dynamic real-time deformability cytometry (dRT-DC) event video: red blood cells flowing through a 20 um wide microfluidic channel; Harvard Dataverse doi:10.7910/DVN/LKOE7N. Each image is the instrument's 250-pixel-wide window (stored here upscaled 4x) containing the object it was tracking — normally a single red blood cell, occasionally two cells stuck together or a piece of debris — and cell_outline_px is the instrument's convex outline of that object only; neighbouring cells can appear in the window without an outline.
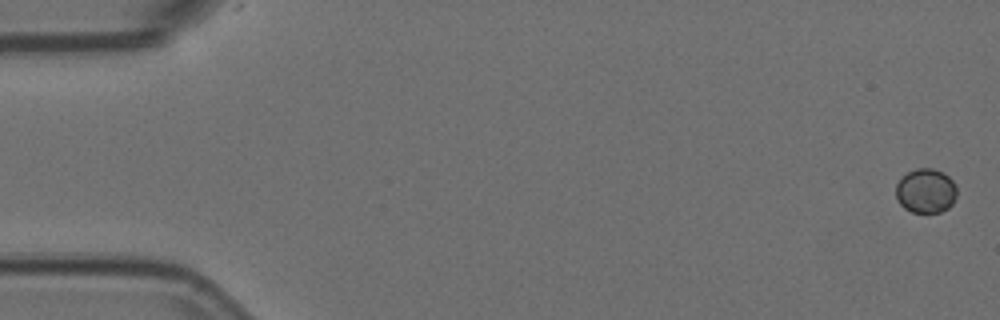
{"species": "Egyptian fruit bat (a non-hibernating species)", "species_latin": "Rousettus aegyptiacus", "temperature_condition": "room temperature", "stored_images_in_passage": 11, "camera_frame_rate_fps": 3000, "um_per_image_px": 0.085, "animal": {"sex": "female"}, "frame": {"image": 1, "passage_image": 1, "time_ms": 0.0, "image_size_px": [1000, 320], "cell_outline_px": [[956, 196], [952, 204], [948, 208], [940, 212], [912, 212], [904, 208], [896, 200], [896, 184], [908, 172], [916, 168], [932, 168], [944, 172], [952, 180], [956, 188]], "centroid_in_image_um": [78.69, 16.22], "position_along_channel_um": 6.3, "area_um2": 15.78}}
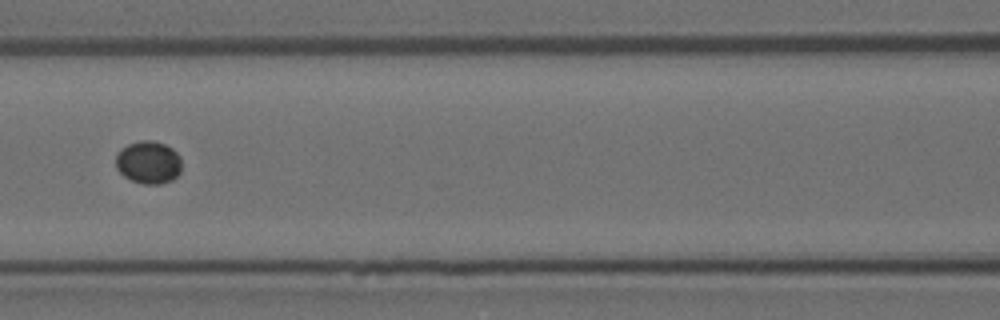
{"frame": {"image": 2, "passage_image": 7, "time_ms": 2.0, "image_size_px": [1000, 320], "cell_outline_px": [[180, 172], [172, 180], [160, 184], [144, 184], [132, 180], [124, 176], [116, 168], [116, 156], [120, 148], [128, 144], [140, 140], [152, 140], [164, 144], [172, 148], [180, 156]], "centroid_in_image_um": [12.61, 13.79], "position_along_channel_um": 154.0, "area_um2": 16.42}}
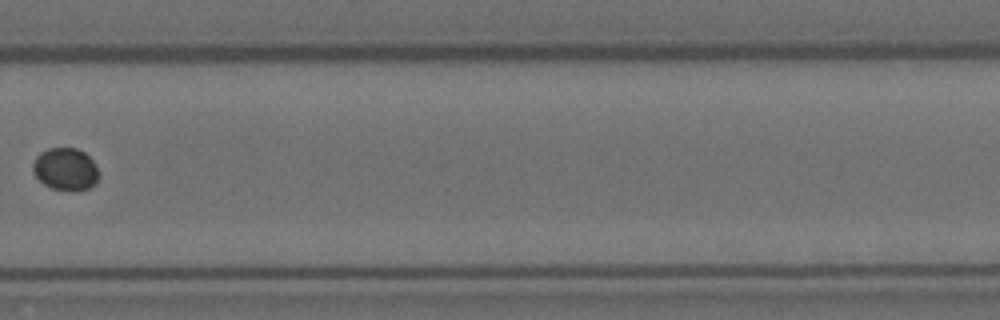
{"frame": {"image": 3, "passage_image": 11, "time_ms": 3.333, "image_size_px": [1000, 320], "cell_outline_px": [[96, 184], [88, 188], [76, 192], [52, 188], [44, 184], [36, 176], [32, 168], [32, 164], [36, 156], [40, 152], [48, 148], [76, 148], [84, 152], [92, 160], [96, 168]], "centroid_in_image_um": [5.54, 14.38], "position_along_channel_um": 324.3, "area_um2": 16.18}}